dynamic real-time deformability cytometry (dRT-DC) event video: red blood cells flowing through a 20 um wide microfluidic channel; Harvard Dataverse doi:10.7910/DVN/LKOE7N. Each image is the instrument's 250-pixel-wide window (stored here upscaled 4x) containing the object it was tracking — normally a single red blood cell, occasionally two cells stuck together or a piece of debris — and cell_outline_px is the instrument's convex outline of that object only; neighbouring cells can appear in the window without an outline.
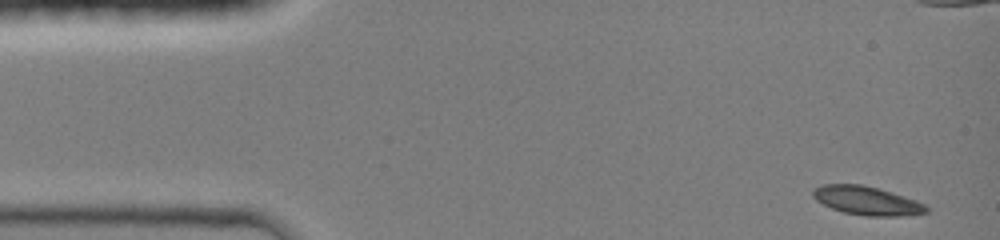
{"species": "common noctule bat (a hibernating species)", "species_latin": "Nyctalus noctula", "temperature_condition": "room temperature", "stored_images_in_passage": 43, "camera_frame_rate_fps": 3000, "um_per_image_px": 0.085, "animal": {"sex": "female", "body_mass_g": 19.0, "forearm_length_mm": 51.5}, "frame": {"image": 1, "passage_image": 1, "time_ms": 0.0, "image_size_px": [1000, 240], "cell_outline_px": [[928, 212], [908, 216], [868, 216], [844, 212], [832, 208], [816, 200], [812, 196], [812, 188], [824, 184], [860, 184], [892, 192], [916, 200], [924, 204], [928, 208]], "centroid_in_image_um": [73.68, 17.06], "position_along_channel_um": 11.3, "area_um2": 18.9}}
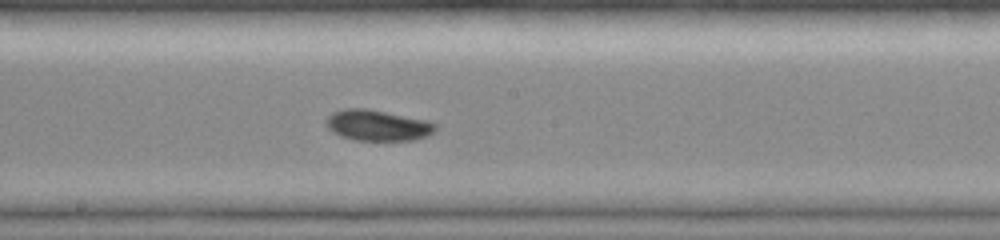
{"frame": {"image": 2, "passage_image": 23, "time_ms": 7.333, "image_size_px": [1000, 240], "cell_outline_px": [[436, 128], [428, 136], [416, 140], [352, 140], [340, 136], [332, 132], [328, 128], [324, 120], [332, 112], [344, 108], [368, 108], [428, 120], [436, 124]], "centroid_in_image_um": [32.07, 10.65], "position_along_channel_um": 216.1, "area_um2": 19.94}}
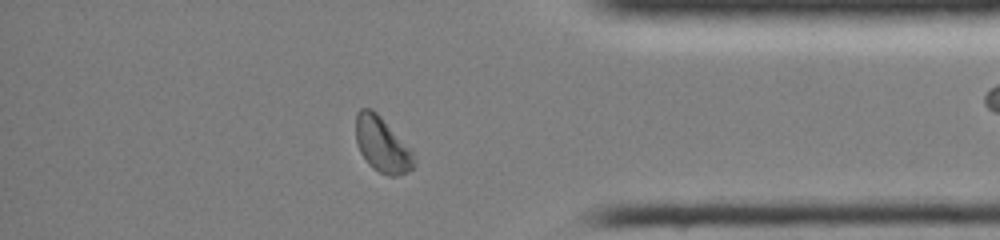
{"frame": {"image": 3, "passage_image": 37, "time_ms": 12.0, "image_size_px": [1000, 240], "cell_outline_px": [[416, 168], [408, 172], [396, 176], [388, 176], [372, 168], [368, 164], [360, 152], [356, 140], [356, 112], [360, 108], [372, 108], [412, 148], [416, 164]], "centroid_in_image_um": [32.51, 12.31], "position_along_channel_um": 402.7, "area_um2": 19.07}, "authors_computed_cell_mechanics": {"area_um2": 19.074, "velocity_mm_per_s": 4.1948, "shape_relaxation_time_tau1_ms": 3.9498, "shape_relaxation_time_tau2_ms": null, "deformation_change_tau1": 0.0906, "deformation_change_tau2": null}}